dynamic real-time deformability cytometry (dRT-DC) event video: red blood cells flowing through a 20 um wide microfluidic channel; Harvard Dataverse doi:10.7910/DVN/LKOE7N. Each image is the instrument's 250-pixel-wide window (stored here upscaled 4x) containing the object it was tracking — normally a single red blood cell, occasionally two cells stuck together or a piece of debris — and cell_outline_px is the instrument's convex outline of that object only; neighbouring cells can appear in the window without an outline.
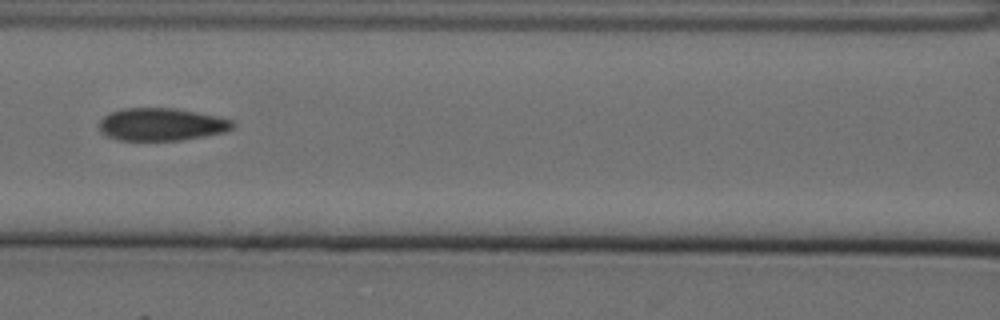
{"species": "Egyptian fruit bat (a non-hibernating species)", "species_latin": "Rousettus aegyptiacus", "temperature_condition": "cold", "stored_images_in_passage": 11, "camera_frame_rate_fps": 3000, "um_per_image_px": 0.085, "animal": {"sex": "female"}, "frame": {"image": 1, "passage_image": 8, "time_ms": 2.333, "image_size_px": [1000, 320], "cell_outline_px": [[236, 124], [232, 128], [224, 132], [204, 136], [180, 140], [116, 140], [100, 132], [100, 120], [104, 116], [112, 112], [124, 108], [176, 108], [220, 116], [232, 120]], "centroid_in_image_um": [13.75, 10.57], "position_along_channel_um": 152.9, "area_um2": 25.43}}